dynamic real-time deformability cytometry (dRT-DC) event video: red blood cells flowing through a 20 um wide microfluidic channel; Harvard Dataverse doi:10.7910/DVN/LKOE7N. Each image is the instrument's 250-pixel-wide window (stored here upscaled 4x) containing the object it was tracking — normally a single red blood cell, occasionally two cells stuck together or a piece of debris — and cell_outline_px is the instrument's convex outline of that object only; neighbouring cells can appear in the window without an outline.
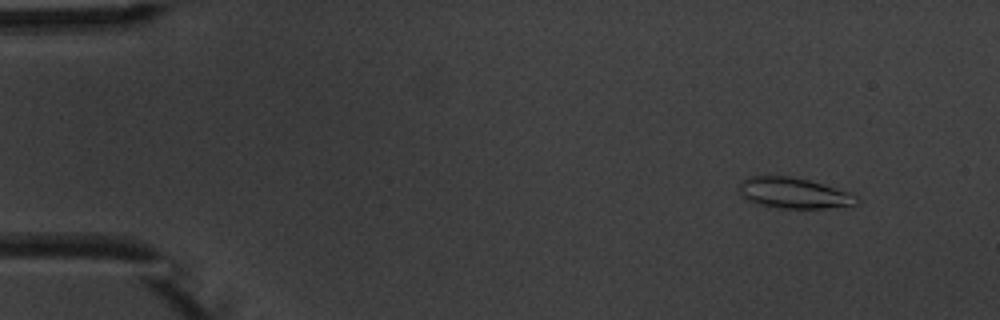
{"species": "common noctule bat (a hibernating species)", "species_latin": "Nyctalus noctula", "temperature_condition": "warm", "stored_images_in_passage": 7, "camera_frame_rate_fps": 3000, "um_per_image_px": 0.085, "animal": {"sex": "male", "body_mass_g": 20.1, "forearm_length_mm": 53.5}, "frame": {"image": 1, "passage_image": 2, "time_ms": 1.333, "image_size_px": [1000, 320], "cell_outline_px": [[860, 200], [856, 204], [824, 208], [776, 208], [760, 204], [748, 200], [740, 192], [740, 184], [748, 176], [788, 176], [808, 180], [852, 192], [860, 196]], "centroid_in_image_um": [67.53, 16.41], "position_along_channel_um": 17.5, "area_um2": 20.92}}
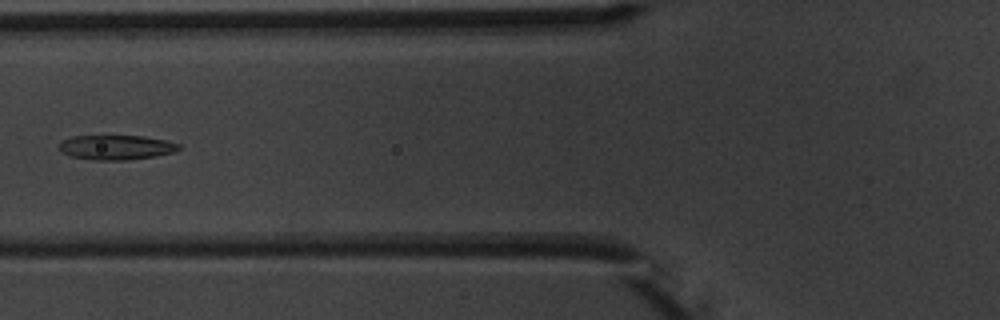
{"frame": {"image": 2, "passage_image": 6, "time_ms": 6.667, "image_size_px": [1000, 320], "cell_outline_px": [[180, 148], [172, 152], [156, 156], [128, 160], [92, 160], [72, 156], [60, 152], [60, 144], [64, 140], [72, 136], [144, 136], [164, 140], [180, 144]], "centroid_in_image_um": [9.87, 12.53], "position_along_channel_um": 115.9, "area_um2": 17.05}}
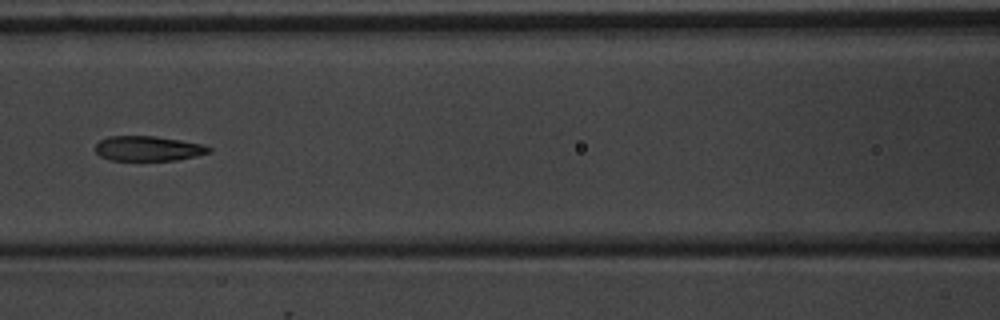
{"frame": {"image": 3, "passage_image": 7, "time_ms": 7.667, "image_size_px": [1000, 320], "cell_outline_px": [[212, 152], [196, 156], [176, 160], [112, 160], [100, 156], [96, 152], [96, 144], [100, 140], [108, 136], [156, 136], [204, 144], [212, 148]], "centroid_in_image_um": [12.63, 12.62], "position_along_channel_um": 154.0, "area_um2": 16.53}}